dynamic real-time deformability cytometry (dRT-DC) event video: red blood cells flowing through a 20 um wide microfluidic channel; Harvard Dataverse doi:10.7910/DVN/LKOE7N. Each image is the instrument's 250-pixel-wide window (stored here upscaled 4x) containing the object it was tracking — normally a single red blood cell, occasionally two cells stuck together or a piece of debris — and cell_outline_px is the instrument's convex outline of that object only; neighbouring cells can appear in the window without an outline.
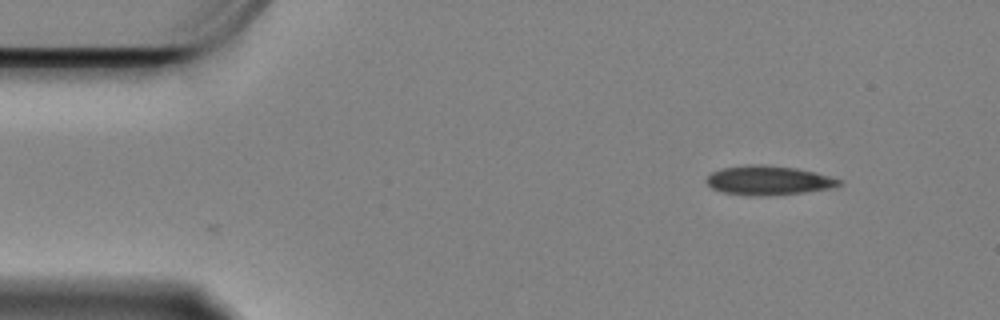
{"species": "Egyptian fruit bat (a non-hibernating species)", "species_latin": "Rousettus aegyptiacus", "temperature_condition": "cold", "stored_images_in_passage": 3, "camera_frame_rate_fps": 3000, "um_per_image_px": 0.085, "animal": {"sex": "female"}, "frame": {"image": 1, "passage_image": 3, "time_ms": 0.667, "image_size_px": [1000, 320], "cell_outline_px": [[844, 180], [840, 184], [832, 188], [804, 192], [752, 196], [720, 192], [712, 188], [704, 180], [712, 172], [724, 168], [760, 164], [796, 168]], "centroid_in_image_um": [65.3, 15.34], "position_along_channel_um": 19.7, "area_um2": 22.2}}